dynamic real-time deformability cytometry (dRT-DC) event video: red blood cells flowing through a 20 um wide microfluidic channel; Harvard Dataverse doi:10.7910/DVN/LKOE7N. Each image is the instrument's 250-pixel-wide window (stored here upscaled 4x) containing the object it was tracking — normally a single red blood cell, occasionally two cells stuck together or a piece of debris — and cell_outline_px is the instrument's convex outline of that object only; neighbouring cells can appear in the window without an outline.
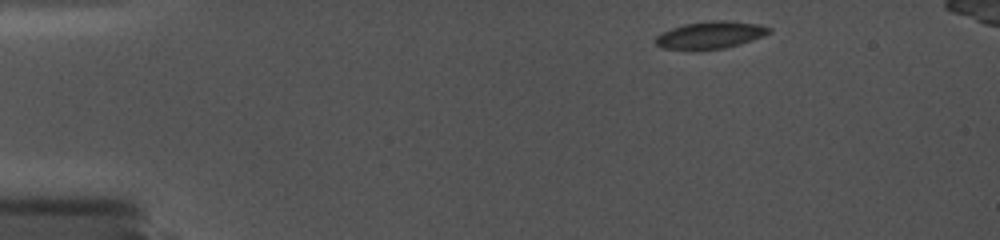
{"species": "common noctule bat (a hibernating species)", "species_latin": "Nyctalus noctula", "temperature_condition": "cold", "stored_images_in_passage": 32, "camera_frame_rate_fps": 5000, "um_per_image_px": 0.085, "animal": {"sex": "female", "body_mass_g": 19.0, "forearm_length_mm": 56.7}, "frame": {"image": 1, "passage_image": 1, "time_ms": 0.0, "image_size_px": [1000, 240], "cell_outline_px": [[772, 32], [740, 44], [724, 48], [696, 52], [692, 52], [664, 48], [656, 44], [656, 36], [672, 28], [688, 24], [752, 24], [768, 28]], "centroid_in_image_um": [60.25, 3.1], "position_along_channel_um": 24.7, "area_um2": 16.82}}
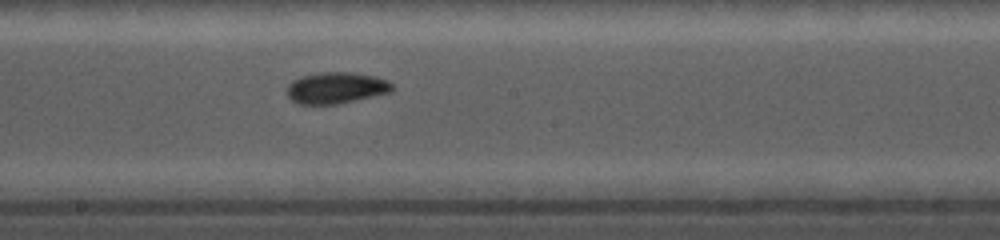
{"frame": {"image": 2, "passage_image": 17, "time_ms": 7.4, "image_size_px": [1000, 240], "cell_outline_px": [[396, 88], [392, 92], [336, 104], [300, 104], [292, 100], [288, 96], [288, 84], [292, 80], [300, 76], [324, 72], [348, 72], [372, 76], [388, 80]], "centroid_in_image_um": [28.58, 7.47], "position_along_channel_um": 219.6, "area_um2": 19.13}}
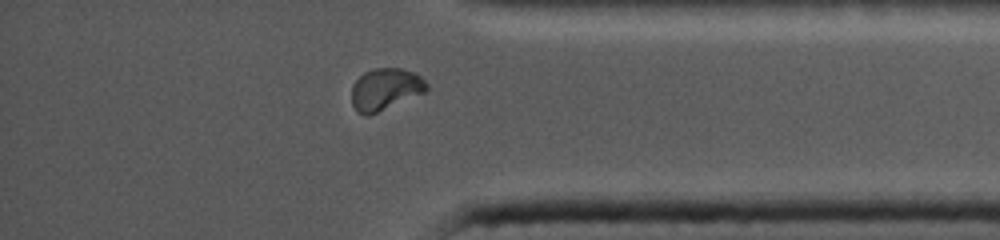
{"frame": {"image": 3, "passage_image": 28, "time_ms": 12.2, "image_size_px": [1000, 240], "cell_outline_px": [[428, 88], [424, 92], [368, 116], [364, 116], [352, 104], [352, 84], [364, 72], [376, 68], [400, 68], [416, 72], [428, 84]], "centroid_in_image_um": [32.75, 7.56], "position_along_channel_um": 402.4, "area_um2": 18.09}}